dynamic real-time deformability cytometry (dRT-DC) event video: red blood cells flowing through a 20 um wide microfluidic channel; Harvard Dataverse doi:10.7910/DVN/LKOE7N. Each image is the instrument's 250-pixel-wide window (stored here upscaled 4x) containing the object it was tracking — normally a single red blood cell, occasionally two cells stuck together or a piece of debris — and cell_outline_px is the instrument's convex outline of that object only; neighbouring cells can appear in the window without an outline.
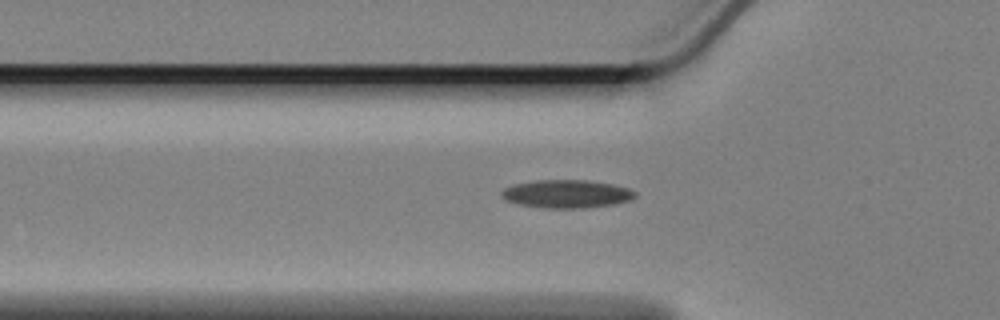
{"species": "Egyptian fruit bat (a non-hibernating species)", "species_latin": "Rousettus aegyptiacus", "temperature_condition": "cold", "stored_images_in_passage": 42, "camera_frame_rate_fps": 3000, "um_per_image_px": 0.085, "animal": {"sex": "female"}, "frame": {"image": 1, "passage_image": 3, "time_ms": 0.667, "image_size_px": [1000, 320], "cell_outline_px": [[636, 196], [632, 200], [616, 204], [584, 208], [544, 208], [520, 204], [504, 200], [500, 196], [500, 192], [504, 188], [512, 184], [536, 180], [584, 180], [612, 184], [628, 188], [636, 192]], "centroid_in_image_um": [48.15, 16.48], "position_along_channel_um": 77.7, "area_um2": 22.08}}
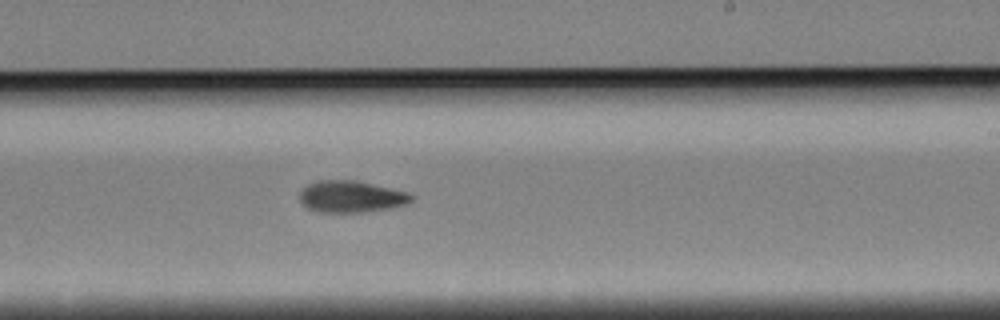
{"frame": {"image": 2, "passage_image": 19, "time_ms": 6.0, "image_size_px": [1000, 320], "cell_outline_px": [[416, 196], [408, 204], [388, 208], [360, 212], [316, 212], [308, 208], [300, 200], [300, 192], [308, 184], [320, 180], [356, 180], [408, 192]], "centroid_in_image_um": [29.87, 16.71], "position_along_channel_um": 259.1, "area_um2": 20.58}}
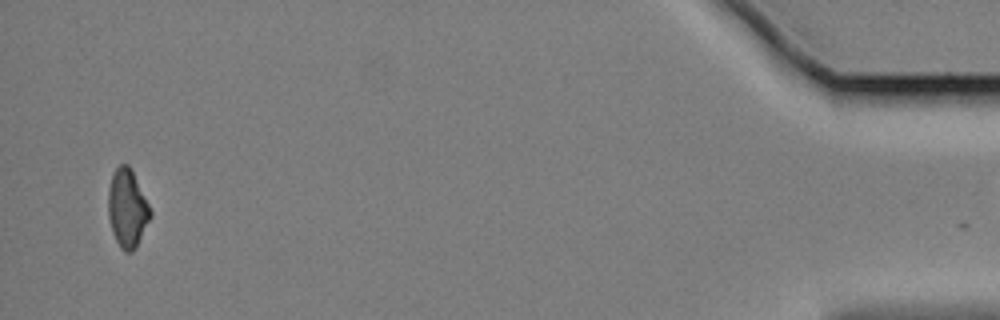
{"frame": {"image": 3, "passage_image": 41, "time_ms": 13.333, "image_size_px": [1000, 320], "cell_outline_px": [[152, 216], [136, 248], [132, 252], [124, 252], [120, 248], [112, 232], [108, 216], [108, 188], [112, 172], [120, 164], [128, 164], [132, 168], [152, 212]], "centroid_in_image_um": [10.82, 17.7], "position_along_channel_um": 424.4, "area_um2": 19.54}, "authors_computed_cell_mechanics": {"area_um2": 20.1144, "velocity_mm_per_s": 3.3848, "shape_relaxation_time_tau1_ms": 9.4624, "shape_relaxation_time_tau2_ms": null, "deformation_change_tau1": 0.175, "deformation_change_tau2": null}}